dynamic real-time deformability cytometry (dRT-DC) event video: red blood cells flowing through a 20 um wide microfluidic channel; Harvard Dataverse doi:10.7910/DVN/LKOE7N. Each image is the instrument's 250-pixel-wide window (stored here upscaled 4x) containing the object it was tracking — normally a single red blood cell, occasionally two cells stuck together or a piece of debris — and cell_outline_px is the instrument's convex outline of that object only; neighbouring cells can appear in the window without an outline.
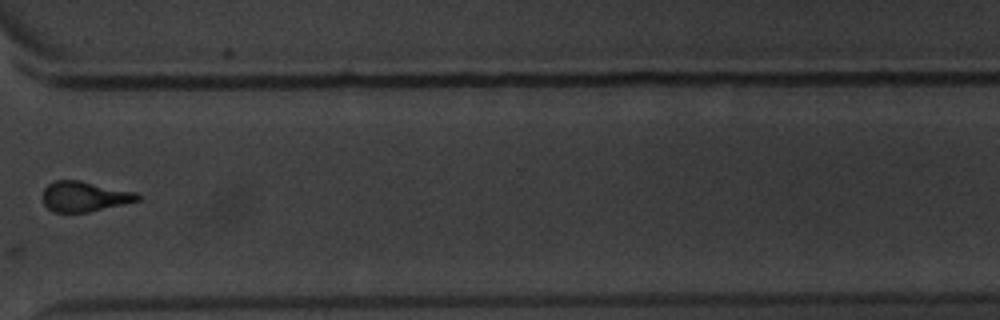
{"species": "common noctule bat (a hibernating species)", "species_latin": "Nyctalus noctula", "temperature_condition": "warm", "stored_images_in_passage": 15, "camera_frame_rate_fps": 3000, "um_per_image_px": 0.085, "animal": {"sex": "male", "body_mass_g": 20.1, "forearm_length_mm": 53.5}, "frame": {"image": 1, "passage_image": 12, "time_ms": 14.0, "image_size_px": [1000, 320], "cell_outline_px": [[140, 200], [88, 212], [52, 212], [44, 204], [44, 188], [48, 184], [56, 180], [80, 180], [136, 192], [140, 196]], "centroid_in_image_um": [7.17, 16.69], "position_along_channel_um": 363.4, "area_um2": 16.59}}
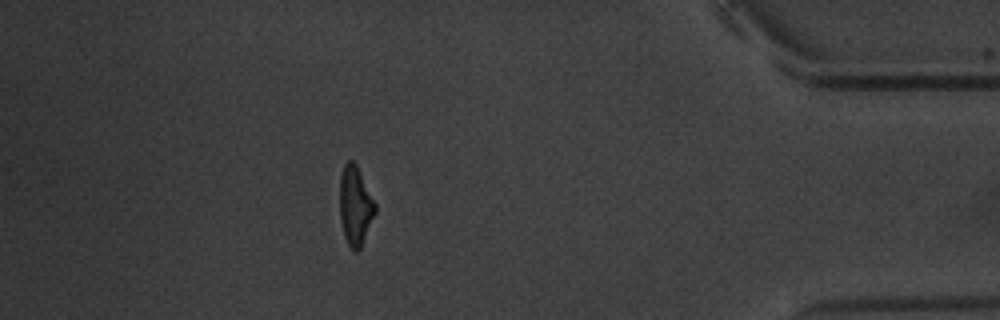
{"frame": {"image": 2, "passage_image": 14, "time_ms": 16.333, "image_size_px": [1000, 320], "cell_outline_px": [[376, 212], [360, 248], [356, 252], [352, 252], [344, 236], [340, 220], [340, 172], [344, 164], [348, 160], [352, 160], [356, 164], [376, 204]], "centroid_in_image_um": [30.18, 17.49], "position_along_channel_um": 405.0, "area_um2": 16.36}, "authors_computed_cell_mechanics": {"area_um2": 16.184, "velocity_mm_per_s": 3.2907, "shape_relaxation_time_tau1_ms": null, "shape_relaxation_time_tau2_ms": 4.2577, "deformation_change_tau1": null, "deformation_change_tau2": 0.099}}